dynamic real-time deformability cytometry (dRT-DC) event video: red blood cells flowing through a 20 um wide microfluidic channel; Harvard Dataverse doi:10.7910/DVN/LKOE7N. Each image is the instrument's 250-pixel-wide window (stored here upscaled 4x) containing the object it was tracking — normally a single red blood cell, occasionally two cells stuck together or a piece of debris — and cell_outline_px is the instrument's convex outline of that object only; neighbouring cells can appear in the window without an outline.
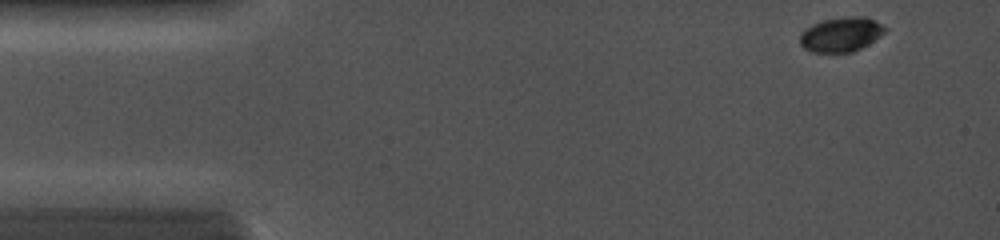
{"species": "common noctule bat (a hibernating species)", "species_latin": "Nyctalus noctula", "temperature_condition": "cold", "stored_images_in_passage": 48, "camera_frame_rate_fps": 5000, "um_per_image_px": 0.085, "animal": {"sex": "female", "body_mass_g": 19.0, "forearm_length_mm": 56.7}, "frame": {"image": 1, "passage_image": 1, "time_ms": 0.0, "image_size_px": [1000, 240], "cell_outline_px": [[888, 28], [880, 36], [868, 44], [852, 52], [812, 52], [804, 48], [800, 44], [800, 32], [804, 28], [812, 24], [824, 20], [848, 16], [864, 16]], "centroid_in_image_um": [71.46, 2.93], "position_along_channel_um": 13.5, "area_um2": 17.05}}
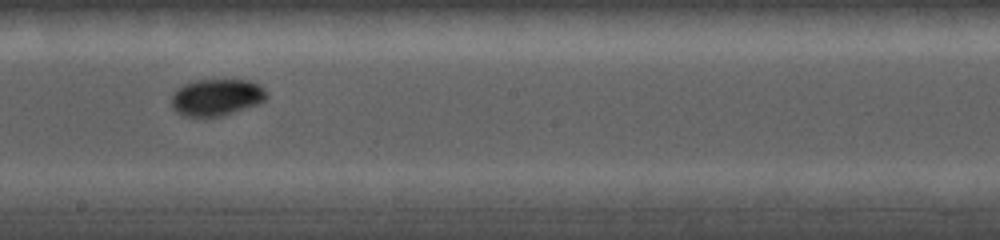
{"frame": {"image": 2, "passage_image": 30, "time_ms": 7.2, "image_size_px": [1000, 240], "cell_outline_px": [[268, 96], [260, 104], [220, 116], [180, 116], [172, 108], [172, 96], [184, 84], [196, 80], [248, 80], [260, 84], [264, 88]], "centroid_in_image_um": [18.44, 8.27], "position_along_channel_um": 229.8, "area_um2": 20.35}}
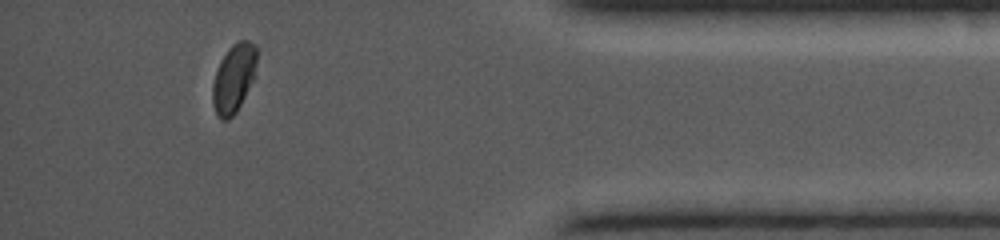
{"frame": {"image": 3, "passage_image": 44, "time_ms": 12.0, "image_size_px": [1000, 240], "cell_outline_px": [[256, 64], [252, 80], [236, 112], [228, 120], [220, 120], [216, 116], [212, 104], [212, 84], [220, 60], [228, 48], [232, 44], [240, 40], [248, 40], [256, 44]], "centroid_in_image_um": [19.83, 6.65], "position_along_channel_um": 415.4, "area_um2": 17.63}}